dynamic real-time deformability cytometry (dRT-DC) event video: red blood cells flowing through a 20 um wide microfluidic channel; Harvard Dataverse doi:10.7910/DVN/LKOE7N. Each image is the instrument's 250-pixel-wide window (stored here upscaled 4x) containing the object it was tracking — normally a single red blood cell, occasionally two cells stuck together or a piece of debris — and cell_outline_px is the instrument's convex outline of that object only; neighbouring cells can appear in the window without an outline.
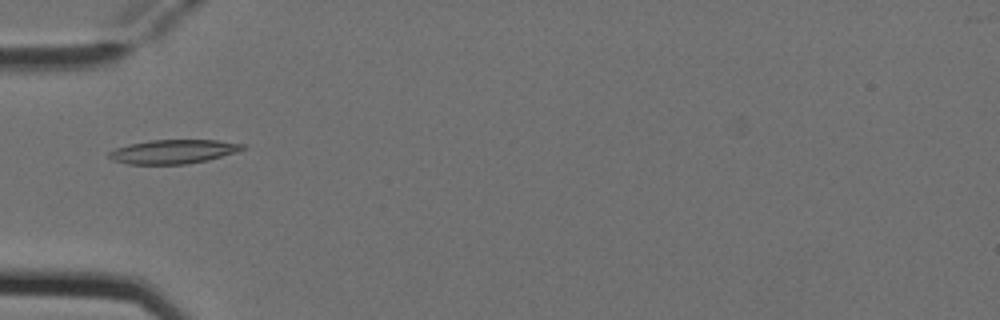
{"species": "Egyptian fruit bat (a non-hibernating species)", "species_latin": "Rousettus aegyptiacus", "temperature_condition": "cold", "stored_images_in_passage": 6, "camera_frame_rate_fps": 3000, "um_per_image_px": 0.085, "animal": {"sex": "female"}, "frame": {"image": 1, "passage_image": 5, "time_ms": 1.333, "image_size_px": [1000, 320], "cell_outline_px": [[248, 148], [236, 152], [208, 160], [188, 164], [128, 164], [112, 160], [108, 156], [108, 152], [116, 148], [128, 144], [148, 140], [216, 140], [244, 144]], "centroid_in_image_um": [14.73, 12.88], "position_along_channel_um": 70.3, "area_um2": 18.79}}
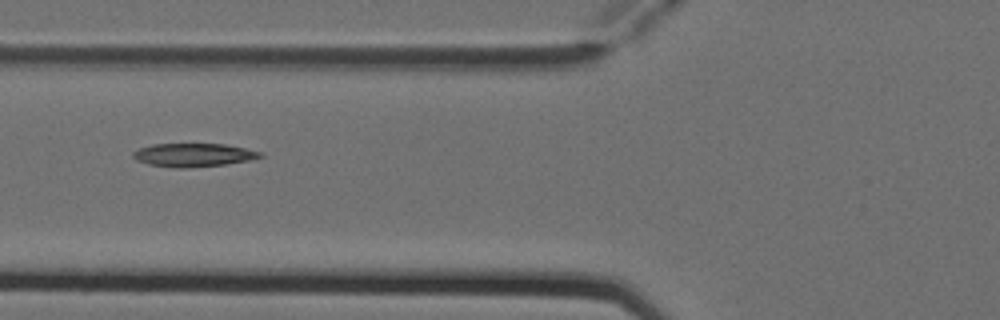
{"frame": {"image": 2, "passage_image": 6, "time_ms": 1.667, "image_size_px": [1000, 320], "cell_outline_px": [[264, 156], [248, 160], [224, 164], [184, 168], [176, 168], [148, 164], [136, 160], [132, 156], [132, 152], [140, 148], [152, 144], [224, 144], [264, 152]], "centroid_in_image_um": [16.43, 13.17], "position_along_channel_um": 109.4, "area_um2": 17.22}}